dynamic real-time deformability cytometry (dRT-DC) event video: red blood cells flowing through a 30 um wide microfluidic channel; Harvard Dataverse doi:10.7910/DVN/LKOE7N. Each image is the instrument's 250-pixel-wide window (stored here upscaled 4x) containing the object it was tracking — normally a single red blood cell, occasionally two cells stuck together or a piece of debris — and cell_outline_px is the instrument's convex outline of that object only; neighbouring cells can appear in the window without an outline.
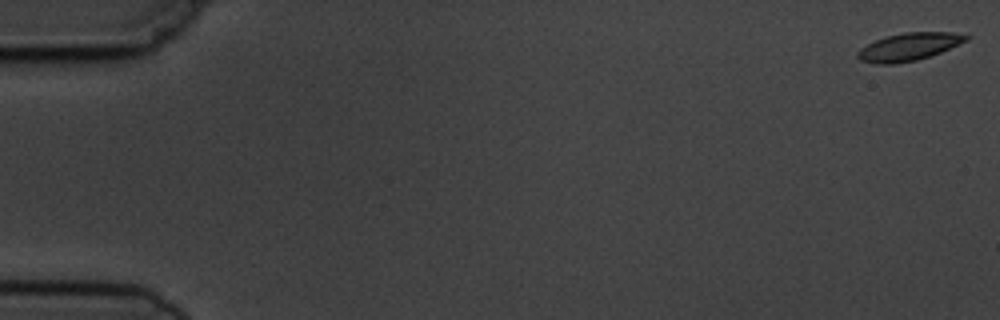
{"species": "common noctule bat (a hibernating species)", "species_latin": "Nyctalus noctula", "temperature_condition": "cold", "stored_images_in_passage": 6, "camera_frame_rate_fps": 3000, "um_per_image_px": 0.085, "animal": {"sex": "male", "body_mass_g": 19.5, "forearm_length_mm": 54.6}, "frame": {"image": 1, "passage_image": 1, "time_ms": 0.0, "image_size_px": [1000, 320], "cell_outline_px": [[972, 36], [968, 40], [940, 52], [916, 60], [892, 64], [876, 64], [860, 60], [856, 56], [856, 52], [860, 48], [876, 40], [888, 36], [904, 32], [952, 32]], "centroid_in_image_um": [77.24, 3.97], "position_along_channel_um": 7.8, "area_um2": 17.34}}